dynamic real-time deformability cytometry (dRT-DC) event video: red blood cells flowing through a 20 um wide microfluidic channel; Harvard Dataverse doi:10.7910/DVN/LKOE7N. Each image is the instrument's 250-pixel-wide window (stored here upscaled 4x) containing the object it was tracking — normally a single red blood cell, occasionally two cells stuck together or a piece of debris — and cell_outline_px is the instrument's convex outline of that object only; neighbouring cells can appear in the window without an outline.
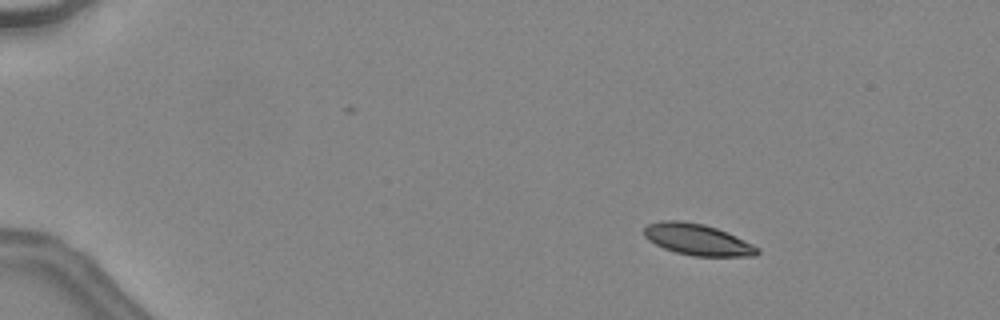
{"species": "common noctule bat (a hibernating species)", "species_latin": "Nyctalus noctula", "temperature_condition": "warm", "stored_images_in_passage": 48, "camera_frame_rate_fps": 3000, "um_per_image_px": 0.085, "animal": {"sex": "female", "body_mass_g": 24.6, "forearm_length_mm": 56.2}, "frame": {"image": 1, "passage_image": 8, "time_ms": 2.333, "image_size_px": [1000, 320], "cell_outline_px": [[760, 252], [756, 256], [692, 256], [676, 252], [664, 248], [648, 240], [644, 236], [644, 228], [648, 224], [660, 220], [680, 220], [704, 224], [716, 228], [744, 240], [760, 248]], "centroid_in_image_um": [59.27, 20.36], "position_along_channel_um": 25.7, "area_um2": 20.63}, "authors_computed_cell_mechanics": {"area_um2": 21.386, "velocity_mm_per_s": 4.5132, "shape_relaxation_time_tau1_ms": 3.328, "shape_relaxation_time_tau2_ms": 5.1404, "deformation_change_tau1": 0.0961, "deformation_change_tau2": 0.1059}}